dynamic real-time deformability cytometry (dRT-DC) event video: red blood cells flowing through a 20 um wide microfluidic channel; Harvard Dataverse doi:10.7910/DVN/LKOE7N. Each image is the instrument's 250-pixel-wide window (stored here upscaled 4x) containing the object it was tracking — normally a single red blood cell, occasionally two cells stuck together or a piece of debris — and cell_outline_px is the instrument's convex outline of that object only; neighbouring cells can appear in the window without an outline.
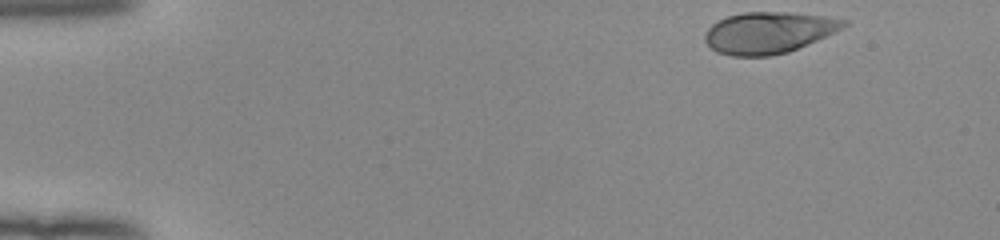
{"species": "human", "species_latin": "Homo sapiens", "temperature_condition": "room temperature", "stored_images_in_passage": 47, "camera_frame_rate_fps": 3000, "um_per_image_px": 0.085, "donor": {"sex": "female"}, "frame": {"image": 1, "passage_image": 1, "time_ms": 0.0, "image_size_px": [1000, 240], "cell_outline_px": [[848, 24], [816, 40], [788, 52], [768, 56], [732, 56], [716, 52], [704, 40], [704, 32], [716, 20], [728, 16], [744, 12], [788, 12], [824, 16], [848, 20]], "centroid_in_image_um": [65.26, 2.77], "position_along_channel_um": 19.7, "area_um2": 33.29}}
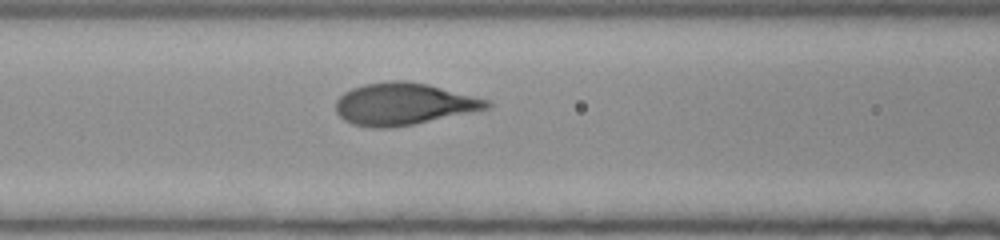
{"frame": {"image": 2, "passage_image": 18, "time_ms": 5.667, "image_size_px": [1000, 240], "cell_outline_px": [[492, 108], [412, 124], [388, 128], [372, 128], [352, 124], [344, 120], [336, 112], [336, 100], [344, 92], [352, 88], [364, 84], [388, 80], [404, 80], [428, 84], [488, 100], [492, 104]], "centroid_in_image_um": [34.28, 8.83], "position_along_channel_um": 132.3, "area_um2": 36.93}}
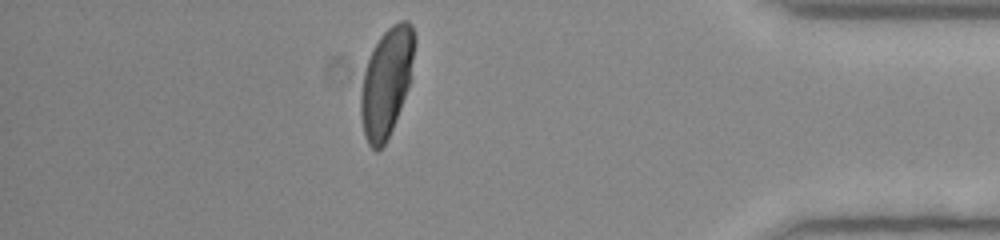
{"frame": {"image": 3, "passage_image": 41, "time_ms": 13.333, "image_size_px": [1000, 240], "cell_outline_px": [[416, 40], [408, 88], [392, 128], [384, 144], [376, 152], [368, 144], [364, 136], [360, 116], [360, 92], [364, 72], [368, 60], [380, 36], [392, 24], [400, 20], [408, 20], [412, 24], [416, 36]], "centroid_in_image_um": [32.85, 6.96], "position_along_channel_um": 402.4, "area_um2": 33.87}, "authors_computed_cell_mechanics": {"area_um2": 34.8534, "velocity_mm_per_s": 3.9717, "shape_relaxation_time_tau1_ms": 2.872, "shape_relaxation_time_tau2_ms": null, "deformation_change_tau1": 0.1763, "deformation_change_tau2": null}}